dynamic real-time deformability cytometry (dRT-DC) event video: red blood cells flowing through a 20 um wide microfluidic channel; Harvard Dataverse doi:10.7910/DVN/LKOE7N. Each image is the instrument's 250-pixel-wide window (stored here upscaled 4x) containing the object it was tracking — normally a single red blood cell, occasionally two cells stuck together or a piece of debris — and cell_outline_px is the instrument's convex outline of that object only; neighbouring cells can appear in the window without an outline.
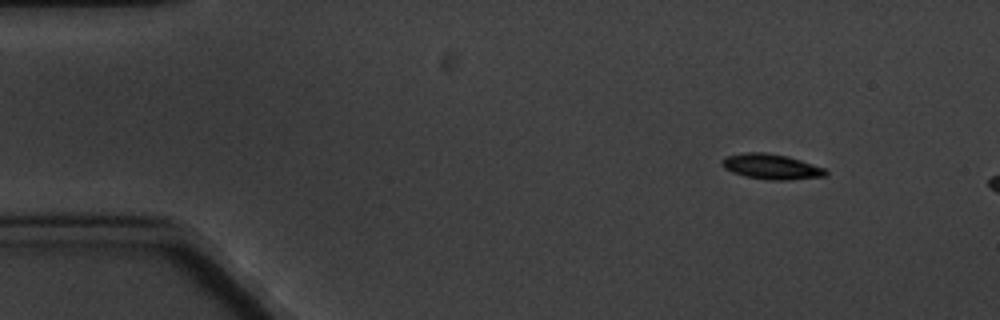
{"species": "common noctule bat (a hibernating species)", "species_latin": "Nyctalus noctula", "temperature_condition": "cold", "stored_images_in_passage": 3, "camera_frame_rate_fps": 3000, "um_per_image_px": 0.085, "animal": {"sex": "male", "body_mass_g": 20.1, "forearm_length_mm": 53.5}, "frame": {"image": 1, "passage_image": 1, "time_ms": 0.0, "image_size_px": [1000, 320], "cell_outline_px": [[828, 172], [824, 176], [788, 180], [772, 180], [744, 176], [732, 172], [724, 168], [720, 164], [724, 156], [744, 152], [768, 152], [788, 156], [824, 168]], "centroid_in_image_um": [65.51, 14.15], "position_along_channel_um": 19.5, "area_um2": 15.32}}